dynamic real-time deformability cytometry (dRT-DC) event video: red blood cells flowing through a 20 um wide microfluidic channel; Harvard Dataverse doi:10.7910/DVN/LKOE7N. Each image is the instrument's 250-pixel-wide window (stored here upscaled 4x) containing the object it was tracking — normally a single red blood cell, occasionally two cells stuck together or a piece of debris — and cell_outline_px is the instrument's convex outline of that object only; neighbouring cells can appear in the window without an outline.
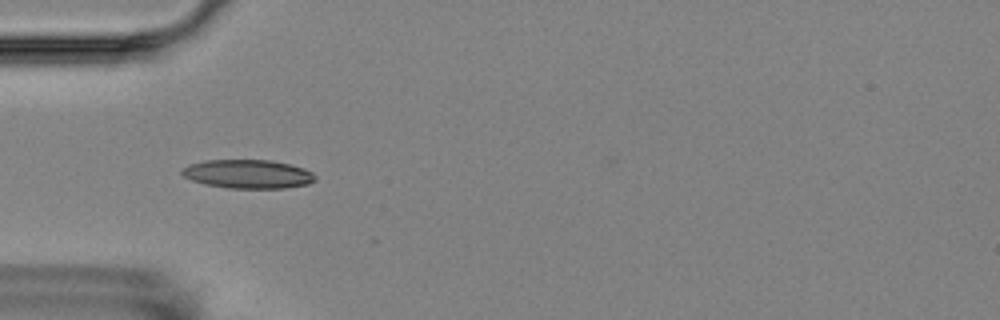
{"species": "Egyptian fruit bat (a non-hibernating species)", "species_latin": "Rousettus aegyptiacus", "temperature_condition": "room temperature", "stored_images_in_passage": 9, "camera_frame_rate_fps": 3000, "um_per_image_px": 0.085, "animal": {"sex": "female"}, "frame": {"image": 1, "passage_image": 4, "time_ms": 4.333, "image_size_px": [1000, 320], "cell_outline_px": [[316, 180], [308, 184], [284, 188], [228, 188], [204, 184], [192, 180], [184, 176], [180, 172], [180, 168], [204, 160], [272, 160], [304, 168], [312, 172], [316, 176]], "centroid_in_image_um": [21.07, 14.79], "position_along_channel_um": 63.9, "area_um2": 22.37}}
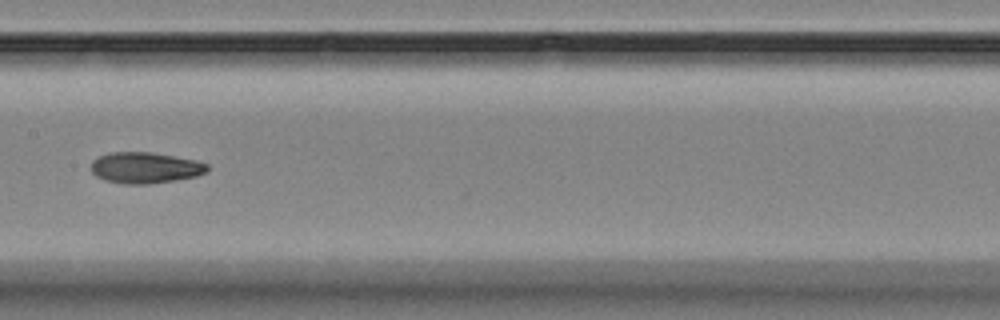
{"frame": {"image": 2, "passage_image": 7, "time_ms": 8.0, "image_size_px": [1000, 320], "cell_outline_px": [[208, 172], [196, 176], [176, 180], [148, 184], [124, 184], [104, 180], [96, 176], [92, 172], [92, 160], [108, 152], [152, 152], [196, 160], [208, 164]], "centroid_in_image_um": [12.35, 14.26], "position_along_channel_um": 195.1, "area_um2": 21.15}}
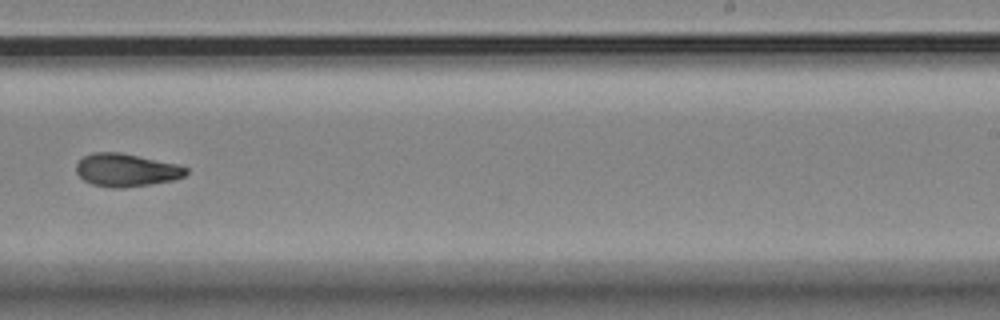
{"frame": {"image": 3, "passage_image": 9, "time_ms": 10.333, "image_size_px": [1000, 320], "cell_outline_px": [[188, 172], [184, 176], [172, 180], [152, 184], [124, 188], [112, 188], [92, 184], [84, 180], [76, 172], [76, 164], [84, 156], [92, 152], [120, 152], [180, 164], [188, 168]], "centroid_in_image_um": [10.75, 14.45], "position_along_channel_um": 278.2, "area_um2": 21.27}}